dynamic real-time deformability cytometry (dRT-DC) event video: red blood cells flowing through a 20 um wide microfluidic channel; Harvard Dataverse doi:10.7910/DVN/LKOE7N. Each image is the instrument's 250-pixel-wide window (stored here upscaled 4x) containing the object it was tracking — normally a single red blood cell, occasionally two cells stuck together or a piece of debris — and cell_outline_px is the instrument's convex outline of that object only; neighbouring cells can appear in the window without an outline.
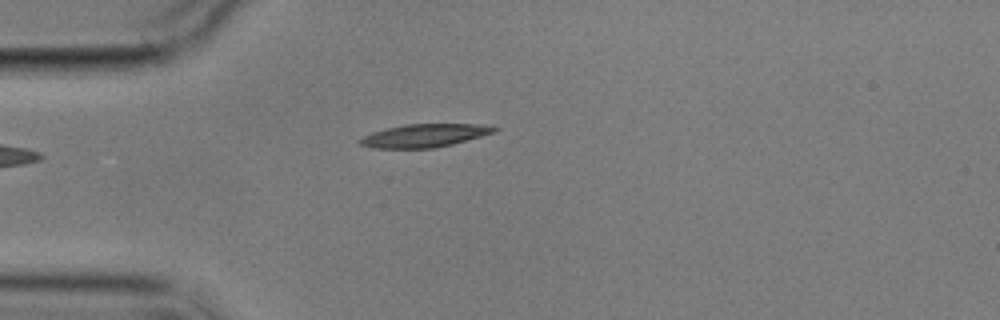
{"species": "common noctule bat (a hibernating species)", "species_latin": "Nyctalus noctula", "temperature_condition": "cold", "stored_images_in_passage": 5, "camera_frame_rate_fps": 3000, "um_per_image_px": 0.085, "animal": {"sex": "male", "body_mass_g": 17.9}, "frame": {"image": 1, "passage_image": 5, "time_ms": 4.667, "image_size_px": [1000, 320], "cell_outline_px": [[500, 128], [496, 132], [452, 144], [432, 148], [372, 148], [360, 144], [356, 140], [372, 132], [404, 124], [476, 124]], "centroid_in_image_um": [36.06, 11.52], "position_along_channel_um": 48.9, "area_um2": 17.98}}